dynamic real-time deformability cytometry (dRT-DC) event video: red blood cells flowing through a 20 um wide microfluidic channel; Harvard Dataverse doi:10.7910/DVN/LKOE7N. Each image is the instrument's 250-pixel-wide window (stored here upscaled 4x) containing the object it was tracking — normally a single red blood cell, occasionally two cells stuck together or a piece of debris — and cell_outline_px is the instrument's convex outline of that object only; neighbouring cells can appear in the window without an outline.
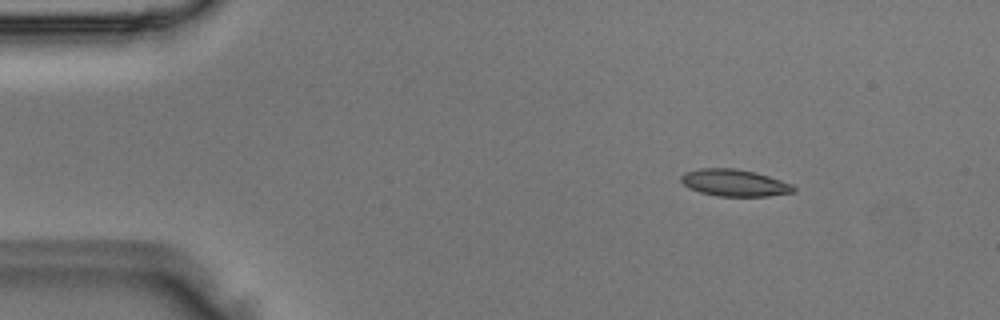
{"species": "Egyptian fruit bat (a non-hibernating species)", "species_latin": "Rousettus aegyptiacus", "temperature_condition": "room temperature", "stored_images_in_passage": 4, "segment_of_instrument_passage": [1, 2], "camera_frame_rate_fps": 3000, "um_per_image_px": 0.085, "animal": {"sex": "male"}, "frame": {"image": 1, "passage_image": 1, "time_ms": 0.0, "image_size_px": [1000, 320], "cell_outline_px": [[796, 192], [768, 196], [716, 196], [700, 192], [688, 188], [680, 180], [680, 176], [684, 172], [700, 168], [736, 168], [756, 172], [792, 184], [796, 188]], "centroid_in_image_um": [62.42, 15.54], "position_along_channel_um": 22.6, "area_um2": 17.8}}